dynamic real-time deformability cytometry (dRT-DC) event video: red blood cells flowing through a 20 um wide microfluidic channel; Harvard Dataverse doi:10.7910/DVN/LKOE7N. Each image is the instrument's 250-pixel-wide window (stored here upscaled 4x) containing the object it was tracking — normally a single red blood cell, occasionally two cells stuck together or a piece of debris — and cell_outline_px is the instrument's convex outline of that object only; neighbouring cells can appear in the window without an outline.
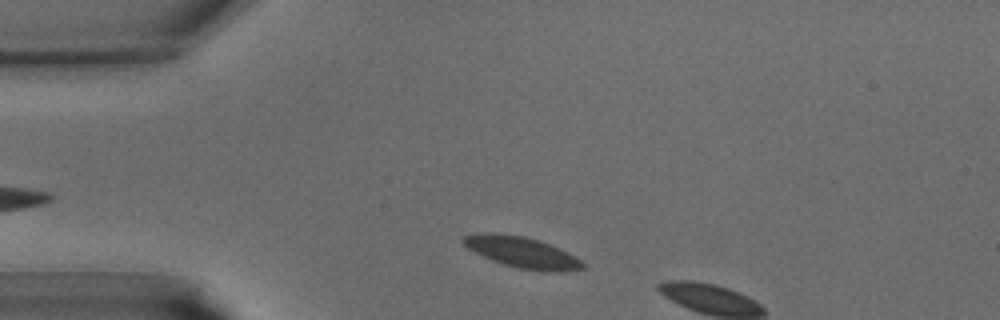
{"species": "common noctule bat (a hibernating species)", "species_latin": "Nyctalus noctula", "temperature_condition": "warm", "stored_images_in_passage": 5, "camera_frame_rate_fps": 3000, "um_per_image_px": 0.085, "animal": {"sex": "male", "body_mass_g": 15.6}, "frame": {"image": 1, "passage_image": 3, "time_ms": 0.667, "image_size_px": [1000, 320], "cell_outline_px": [[584, 268], [564, 272], [552, 272], [520, 268], [504, 264], [492, 260], [468, 248], [460, 240], [464, 236], [484, 232], [524, 236], [560, 248], [568, 252], [580, 260], [584, 264]], "centroid_in_image_um": [44.39, 21.45], "position_along_channel_um": 40.6, "area_um2": 21.15}}